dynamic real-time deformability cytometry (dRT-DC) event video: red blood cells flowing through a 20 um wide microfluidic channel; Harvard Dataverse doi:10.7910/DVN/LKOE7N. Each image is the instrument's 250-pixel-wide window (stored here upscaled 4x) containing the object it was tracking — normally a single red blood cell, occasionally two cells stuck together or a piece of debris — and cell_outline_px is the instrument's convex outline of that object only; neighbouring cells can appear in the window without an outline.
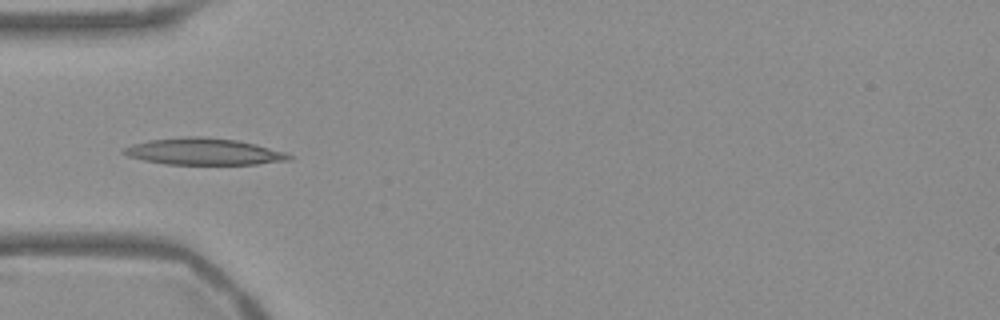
{"species": "Egyptian fruit bat (a non-hibernating species)", "species_latin": "Rousettus aegyptiacus", "temperature_condition": "warm", "stored_images_in_passage": 38, "camera_frame_rate_fps": 3000, "um_per_image_px": 0.085, "frame": {"image": 1, "passage_image": 1, "time_ms": 0.0, "image_size_px": [1000, 320], "cell_outline_px": [[292, 160], [256, 164], [164, 164], [144, 160], [128, 156], [120, 152], [124, 148], [132, 144], [148, 140], [184, 136], [204, 136], [236, 140], [256, 144], [284, 152], [292, 156]], "centroid_in_image_um": [17.29, 12.88], "position_along_channel_um": 67.7, "area_um2": 25.72}}
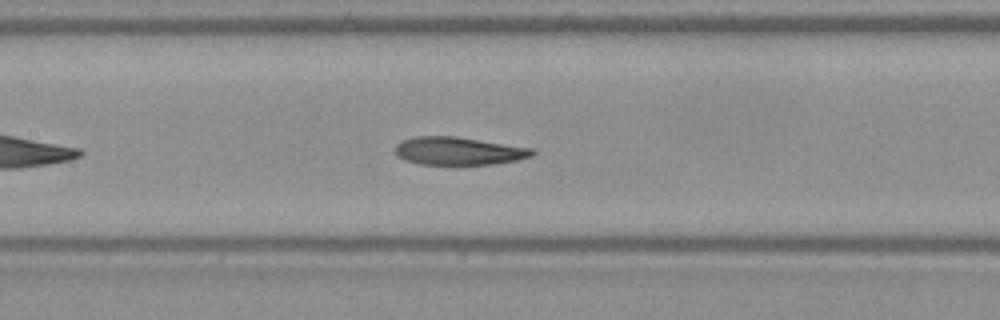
{"frame": {"image": 2, "passage_image": 9, "time_ms": 2.667, "image_size_px": [1000, 320], "cell_outline_px": [[536, 152], [532, 156], [516, 160], [492, 164], [420, 164], [404, 160], [396, 156], [396, 144], [400, 140], [416, 136], [456, 136], [536, 148]], "centroid_in_image_um": [38.99, 12.82], "position_along_channel_um": 168.4, "area_um2": 22.54}}
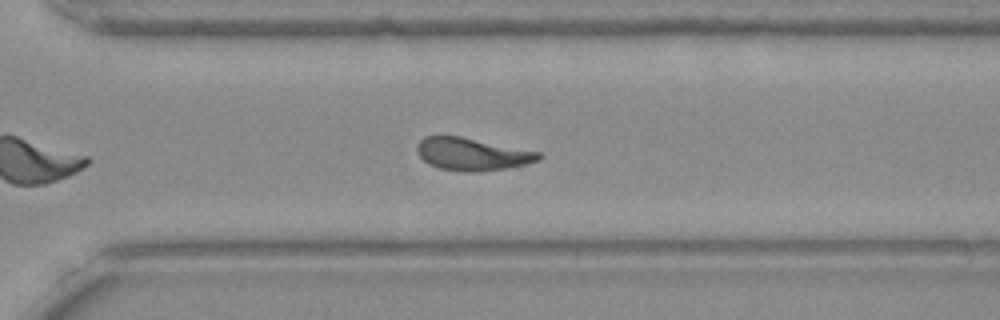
{"frame": {"image": 3, "passage_image": 22, "time_ms": 7.0, "image_size_px": [1000, 320], "cell_outline_px": [[544, 156], [540, 160], [528, 164], [504, 168], [476, 172], [464, 172], [440, 168], [428, 164], [420, 156], [416, 148], [416, 144], [424, 136], [460, 136], [540, 152]], "centroid_in_image_um": [40.14, 13.1], "position_along_channel_um": 330.5, "area_um2": 23.06}, "authors_computed_cell_mechanics": {"area_um2": 22.9177, "velocity_mm_per_s": 3.7508, "shape_relaxation_time_tau1_ms": null, "shape_relaxation_time_tau2_ms": 3.4788, "deformation_change_tau1": null, "deformation_change_tau2": 0.1113}}